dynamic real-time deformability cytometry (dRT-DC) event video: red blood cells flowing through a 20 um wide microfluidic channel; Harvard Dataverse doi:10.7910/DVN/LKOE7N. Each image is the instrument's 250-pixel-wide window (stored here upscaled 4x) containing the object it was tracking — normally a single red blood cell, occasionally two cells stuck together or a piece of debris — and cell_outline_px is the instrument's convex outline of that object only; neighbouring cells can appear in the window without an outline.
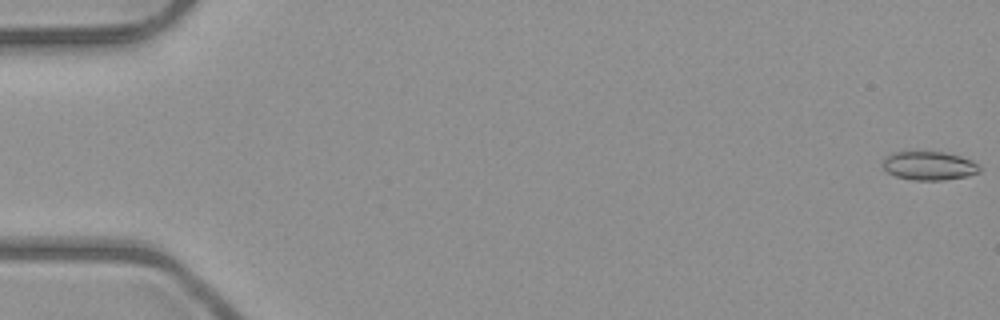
{"species": "common noctule bat (a hibernating species)", "species_latin": "Nyctalus noctula", "temperature_condition": "room temperature", "stored_images_in_passage": 6, "camera_frame_rate_fps": 3000, "um_per_image_px": 0.085, "animal": {"sex": "male", "body_mass_g": 23.1, "forearm_length_mm": 52.7}, "frame": {"image": 1, "passage_image": 1, "time_ms": 0.0, "image_size_px": [1000, 320], "cell_outline_px": [[980, 172], [968, 176], [944, 180], [912, 180], [896, 176], [888, 172], [884, 168], [884, 156], [892, 152], [916, 148], [944, 152], [960, 156], [972, 160], [980, 168]], "centroid_in_image_um": [78.93, 14.03], "position_along_channel_um": 6.1, "area_um2": 16.88}}
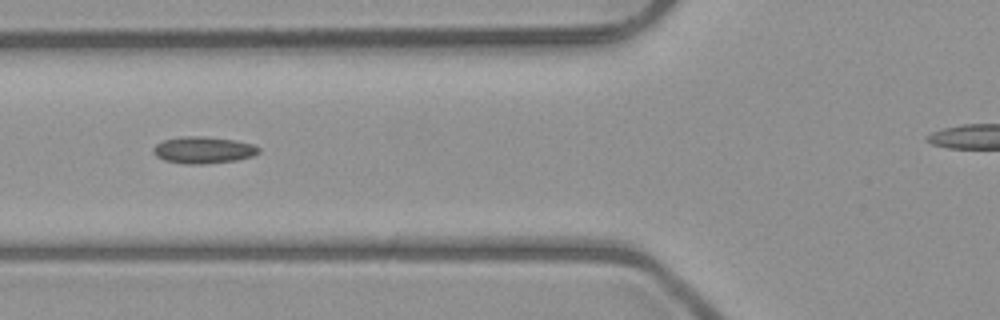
{"frame": {"image": 2, "passage_image": 6, "time_ms": 6.667, "image_size_px": [1000, 320], "cell_outline_px": [[260, 152], [252, 156], [236, 160], [204, 164], [184, 164], [164, 160], [156, 156], [152, 152], [152, 148], [156, 144], [164, 140], [184, 136], [200, 136], [236, 140], [252, 144], [260, 148]], "centroid_in_image_um": [17.26, 12.75], "position_along_channel_um": 108.5, "area_um2": 16.47}}